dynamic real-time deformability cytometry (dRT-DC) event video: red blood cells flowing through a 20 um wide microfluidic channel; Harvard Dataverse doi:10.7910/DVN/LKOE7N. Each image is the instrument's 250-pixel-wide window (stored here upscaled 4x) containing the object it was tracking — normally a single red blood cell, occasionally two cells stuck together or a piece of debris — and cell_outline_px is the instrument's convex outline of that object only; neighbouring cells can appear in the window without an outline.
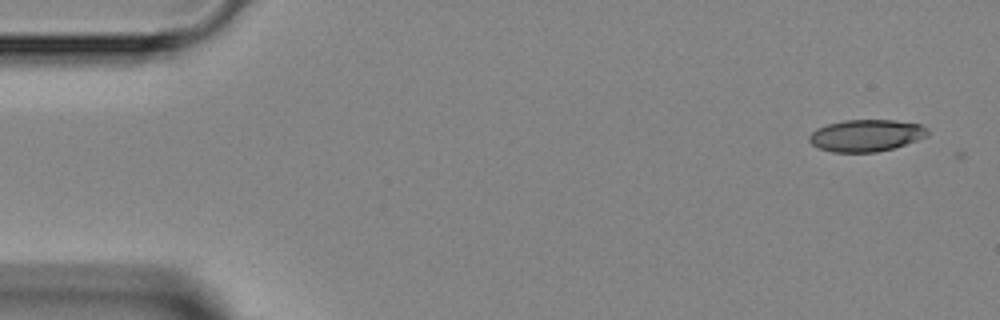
{"species": "Egyptian fruit bat (a non-hibernating species)", "species_latin": "Rousettus aegyptiacus", "temperature_condition": "room temperature", "stored_images_in_passage": 5, "segment_of_instrument_passage": [2, 2], "camera_frame_rate_fps": 3000, "um_per_image_px": 0.085, "animal": {"sex": "female"}, "frame": {"image": 1, "passage_image": 5, "time_ms": 5.333, "image_size_px": [1000, 320], "cell_outline_px": [[928, 136], [892, 148], [876, 152], [832, 152], [820, 148], [812, 144], [808, 140], [808, 136], [816, 128], [828, 124], [844, 120], [896, 120], [920, 124], [928, 128]], "centroid_in_image_um": [73.61, 11.51], "position_along_channel_um": 11.4, "area_um2": 21.96}}